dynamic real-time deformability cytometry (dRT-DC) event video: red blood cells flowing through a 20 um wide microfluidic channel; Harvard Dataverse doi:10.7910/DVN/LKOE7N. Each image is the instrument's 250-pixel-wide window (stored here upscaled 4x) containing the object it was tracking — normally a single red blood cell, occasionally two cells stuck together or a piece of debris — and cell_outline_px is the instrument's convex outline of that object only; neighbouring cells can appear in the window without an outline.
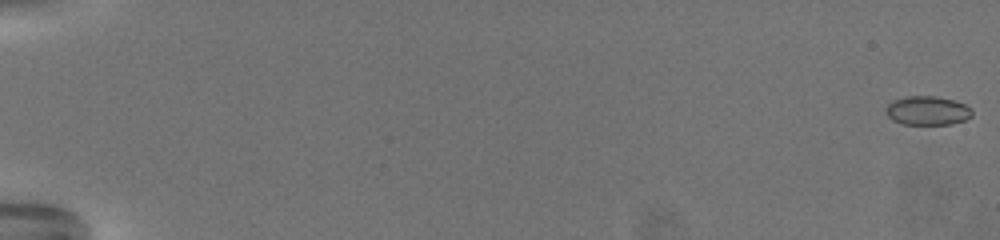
{"species": "common noctule bat (a hibernating species)", "species_latin": "Nyctalus noctula", "temperature_condition": "warm", "stored_images_in_passage": 69, "camera_frame_rate_fps": 3000, "um_per_image_px": 0.085, "animal": {"sex": "female", "body_mass_g": 19.5, "forearm_length_mm": 54.1}, "frame": {"image": 1, "passage_image": 1, "time_ms": 0.0, "image_size_px": [1000, 240], "cell_outline_px": [[972, 116], [964, 120], [952, 124], [904, 124], [892, 120], [884, 112], [884, 108], [892, 100], [908, 96], [936, 96], [952, 100], [964, 104], [972, 108]], "centroid_in_image_um": [78.81, 9.4], "position_along_channel_um": 6.2, "area_um2": 14.62}}
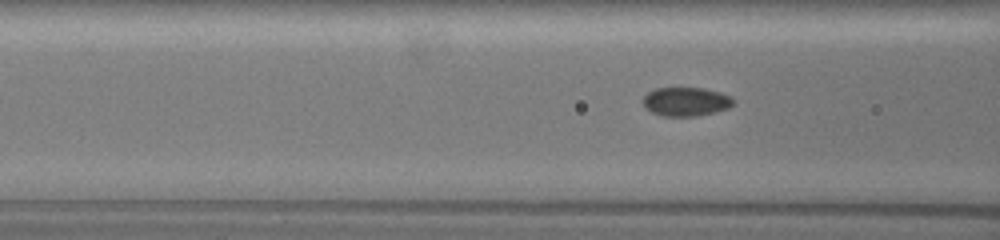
{"frame": {"image": 2, "passage_image": 31, "time_ms": 10.0, "image_size_px": [1000, 240], "cell_outline_px": [[736, 104], [728, 108], [716, 112], [696, 116], [660, 116], [644, 108], [644, 96], [648, 92], [656, 88], [704, 88], [720, 92], [732, 96], [736, 100]], "centroid_in_image_um": [58.36, 8.64], "position_along_channel_um": 108.2, "area_um2": 15.43}}
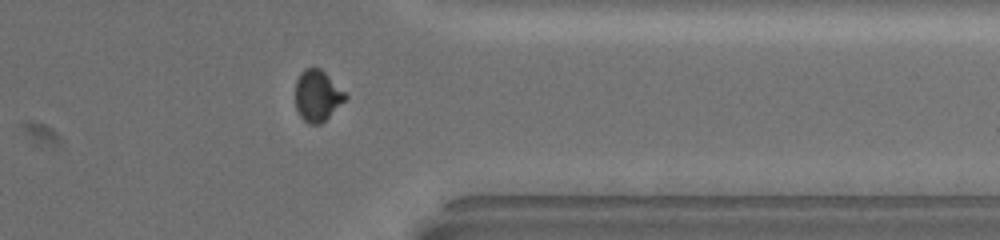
{"frame": {"image": 3, "passage_image": 57, "time_ms": 18.667, "image_size_px": [1000, 240], "cell_outline_px": [[348, 96], [320, 124], [308, 124], [300, 116], [296, 108], [296, 80], [300, 72], [304, 68], [320, 68]], "centroid_in_image_um": [26.93, 8.12], "position_along_channel_um": 384.5, "area_um2": 14.51}, "authors_computed_cell_mechanics": {"area_um2": 15.0858, "velocity_mm_per_s": 3.2303, "shape_relaxation_time_tau1_ms": 5.5216, "shape_relaxation_time_tau2_ms": null, "deformation_change_tau1": 0.1093, "deformation_change_tau2": null}}